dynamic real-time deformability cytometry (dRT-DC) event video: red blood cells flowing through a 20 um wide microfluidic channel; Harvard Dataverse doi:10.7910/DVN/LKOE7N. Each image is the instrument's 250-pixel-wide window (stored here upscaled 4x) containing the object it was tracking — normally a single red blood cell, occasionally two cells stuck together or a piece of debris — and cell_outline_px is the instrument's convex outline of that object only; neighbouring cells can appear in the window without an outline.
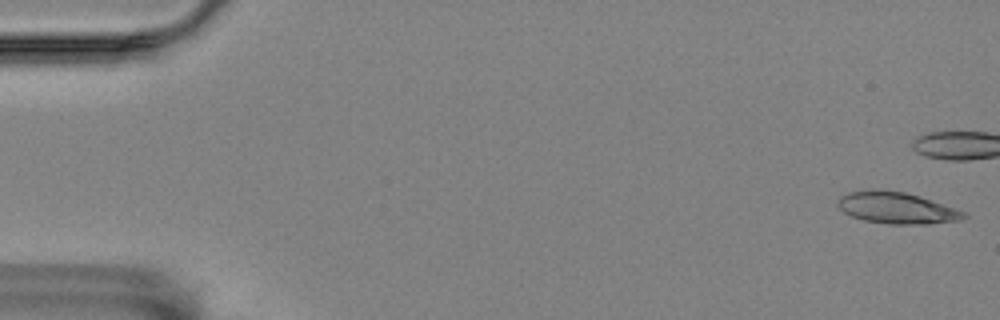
{"species": "Egyptian fruit bat (a non-hibernating species)", "species_latin": "Rousettus aegyptiacus", "temperature_condition": "room temperature", "stored_images_in_passage": 44, "camera_frame_rate_fps": 3000, "um_per_image_px": 0.085, "animal": {"sex": "female"}, "frame": {"image": 1, "passage_image": 1, "time_ms": 0.0, "image_size_px": [1000, 320], "cell_outline_px": [[968, 216], [960, 220], [924, 224], [888, 224], [864, 220], [852, 216], [844, 212], [836, 204], [840, 196], [848, 192], [904, 192], [920, 196], [964, 212]], "centroid_in_image_um": [76.23, 17.71], "position_along_channel_um": 8.8, "area_um2": 22.25}}
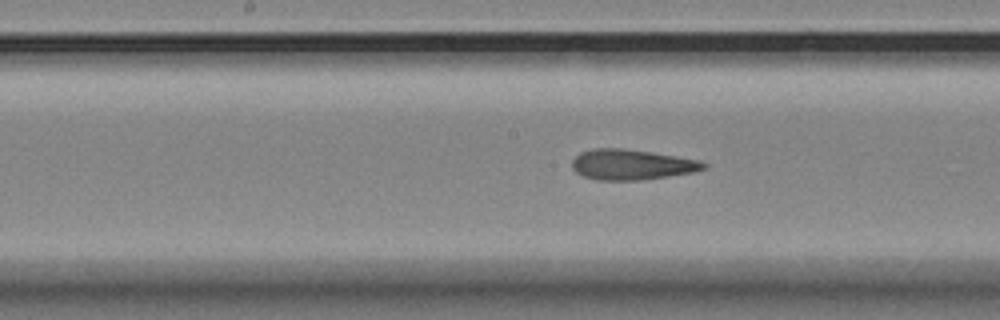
{"frame": {"image": 2, "passage_image": 28, "time_ms": 9.0, "image_size_px": [1000, 320], "cell_outline_px": [[708, 168], [692, 172], [668, 176], [640, 180], [596, 180], [584, 176], [576, 172], [572, 168], [572, 160], [580, 152], [596, 148], [620, 148], [648, 152], [700, 160], [708, 164]], "centroid_in_image_um": [53.68, 13.99], "position_along_channel_um": 194.5, "area_um2": 23.12}}
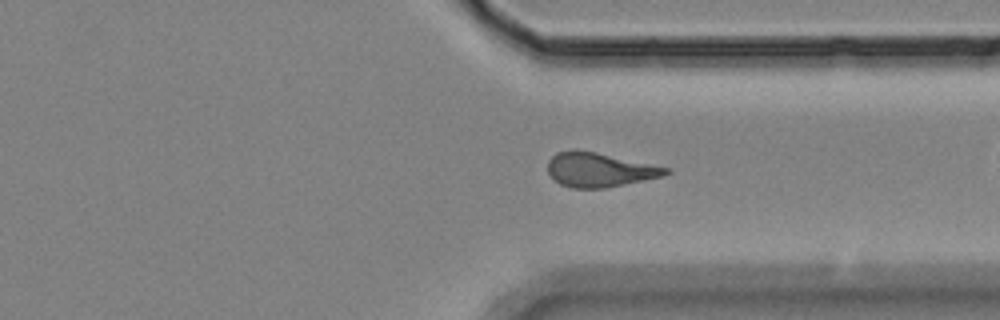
{"frame": {"image": 3, "passage_image": 42, "time_ms": 13.667, "image_size_px": [1000, 320], "cell_outline_px": [[672, 172], [664, 176], [604, 188], [572, 188], [560, 184], [548, 172], [548, 160], [556, 152], [572, 148], [576, 148], [596, 152], [668, 168]], "centroid_in_image_um": [50.91, 14.41], "position_along_channel_um": 360.5, "area_um2": 23.52}}